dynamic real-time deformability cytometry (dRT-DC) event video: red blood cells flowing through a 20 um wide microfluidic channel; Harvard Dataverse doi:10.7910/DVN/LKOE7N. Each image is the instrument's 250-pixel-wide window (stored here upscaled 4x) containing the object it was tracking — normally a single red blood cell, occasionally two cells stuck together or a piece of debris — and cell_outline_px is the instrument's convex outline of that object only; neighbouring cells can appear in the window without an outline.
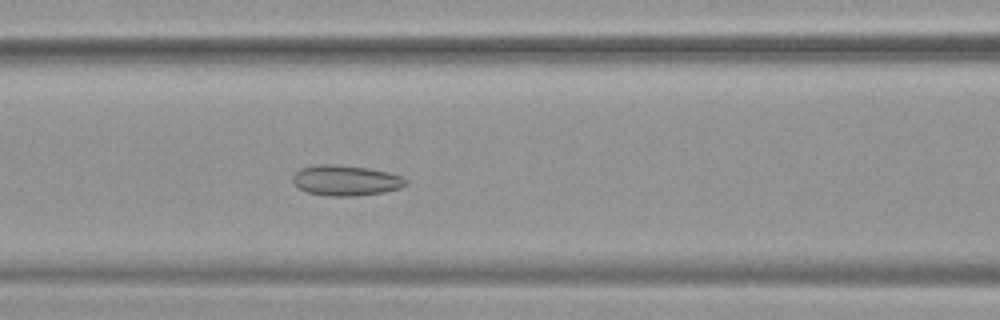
{"species": "common noctule bat (a hibernating species)", "species_latin": "Nyctalus noctula", "temperature_condition": "warm", "stored_images_in_passage": 48, "camera_frame_rate_fps": 3000, "um_per_image_px": 0.085, "animal": {"sex": "female", "body_mass_g": 19.9}, "frame": {"image": 1, "passage_image": 17, "time_ms": 5.333, "image_size_px": [1000, 320], "cell_outline_px": [[408, 184], [400, 188], [384, 192], [356, 196], [332, 196], [308, 192], [300, 188], [292, 180], [292, 176], [300, 168], [316, 164], [336, 164], [368, 168], [388, 172], [400, 176], [408, 180]], "centroid_in_image_um": [29.41, 15.33], "position_along_channel_um": 137.2, "area_um2": 20.06}}
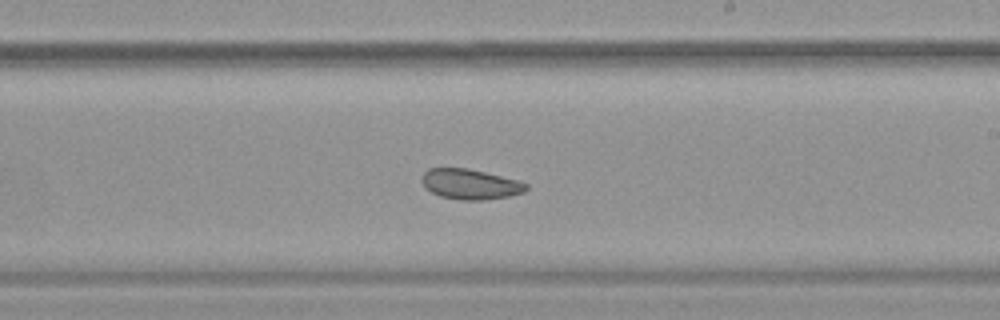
{"frame": {"image": 2, "passage_image": 26, "time_ms": 8.333, "image_size_px": [1000, 320], "cell_outline_px": [[528, 188], [524, 192], [508, 196], [484, 200], [460, 200], [440, 196], [424, 188], [420, 180], [424, 172], [428, 168], [468, 168], [520, 180], [528, 184]], "centroid_in_image_um": [39.96, 15.65], "position_along_channel_um": 249.0, "area_um2": 18.61}}
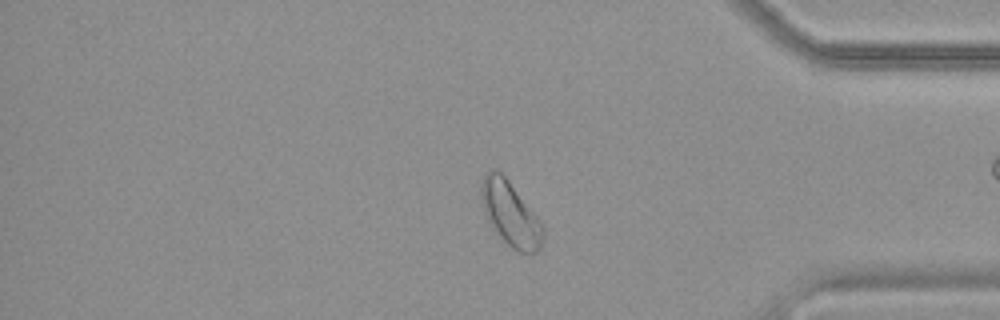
{"frame": {"image": 3, "passage_image": 39, "time_ms": 12.667, "image_size_px": [1000, 320], "cell_outline_px": [[544, 236], [540, 248], [536, 252], [516, 252], [488, 224], [480, 200], [480, 184], [484, 172], [488, 168], [496, 168], [508, 180], [544, 224]], "centroid_in_image_um": [43.35, 18.13], "position_along_channel_um": 391.8, "area_um2": 23.64}, "authors_computed_cell_mechanics": {"area_um2": 22.0507, "velocity_mm_per_s": 3.7504, "shape_relaxation_time_tau1_ms": null, "shape_relaxation_time_tau2_ms": 2.1368, "deformation_change_tau1": null, "deformation_change_tau2": 0.0729}}